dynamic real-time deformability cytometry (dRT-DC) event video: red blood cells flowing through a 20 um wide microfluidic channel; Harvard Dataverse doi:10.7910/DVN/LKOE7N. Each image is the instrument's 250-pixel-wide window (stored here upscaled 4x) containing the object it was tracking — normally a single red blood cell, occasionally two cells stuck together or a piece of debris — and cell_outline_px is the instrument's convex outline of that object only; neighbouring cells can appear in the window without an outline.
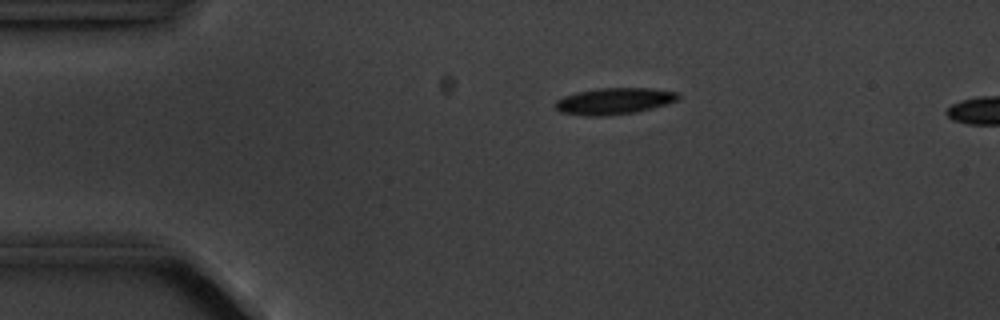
{"species": "common noctule bat (a hibernating species)", "species_latin": "Nyctalus noctula", "temperature_condition": "cold", "stored_images_in_passage": 6, "camera_frame_rate_fps": 3000, "um_per_image_px": 0.085, "animal": {"sex": "male", "body_mass_g": 20.1, "forearm_length_mm": 53.5}, "frame": {"image": 1, "passage_image": 4, "time_ms": 3.333, "image_size_px": [1000, 320], "cell_outline_px": [[680, 96], [676, 100], [664, 104], [636, 112], [600, 116], [588, 116], [560, 112], [556, 108], [556, 100], [564, 96], [580, 92], [600, 88], [652, 88], [676, 92]], "centroid_in_image_um": [52.18, 8.59], "position_along_channel_um": 32.8, "area_um2": 18.55}}